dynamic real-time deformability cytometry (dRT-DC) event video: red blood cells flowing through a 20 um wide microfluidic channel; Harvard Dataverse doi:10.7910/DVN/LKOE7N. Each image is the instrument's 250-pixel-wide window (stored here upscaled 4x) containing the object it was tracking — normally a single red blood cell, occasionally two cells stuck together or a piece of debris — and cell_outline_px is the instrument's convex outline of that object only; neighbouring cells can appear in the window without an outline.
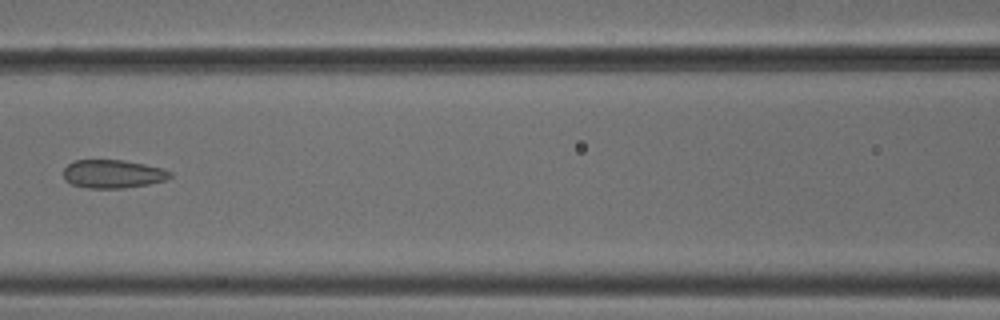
{"species": "common noctule bat (a hibernating species)", "species_latin": "Nyctalus noctula", "temperature_condition": "cold", "stored_images_in_passage": 7, "camera_frame_rate_fps": 3000, "um_per_image_px": 0.085, "animal": {"sex": "male", "body_mass_g": 18.8}, "frame": {"image": 1, "passage_image": 6, "time_ms": 1.667, "image_size_px": [1000, 320], "cell_outline_px": [[172, 176], [164, 180], [148, 184], [124, 188], [88, 188], [72, 184], [64, 180], [64, 168], [72, 160], [124, 160], [164, 168], [172, 172]], "centroid_in_image_um": [9.59, 14.78], "position_along_channel_um": 157.0, "area_um2": 17.69}}
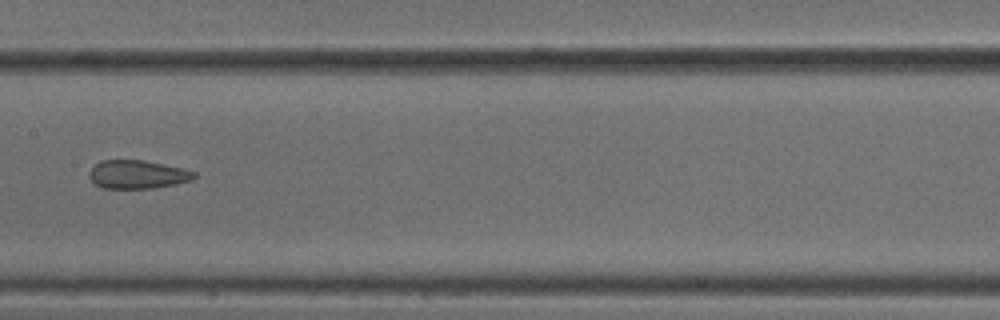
{"frame": {"image": 2, "passage_image": 7, "time_ms": 2.0, "image_size_px": [1000, 320], "cell_outline_px": [[196, 176], [192, 180], [176, 184], [152, 188], [100, 188], [88, 176], [88, 172], [100, 160], [144, 160], [184, 168], [196, 172]], "centroid_in_image_um": [11.7, 14.82], "position_along_channel_um": 195.7, "area_um2": 17.46}}